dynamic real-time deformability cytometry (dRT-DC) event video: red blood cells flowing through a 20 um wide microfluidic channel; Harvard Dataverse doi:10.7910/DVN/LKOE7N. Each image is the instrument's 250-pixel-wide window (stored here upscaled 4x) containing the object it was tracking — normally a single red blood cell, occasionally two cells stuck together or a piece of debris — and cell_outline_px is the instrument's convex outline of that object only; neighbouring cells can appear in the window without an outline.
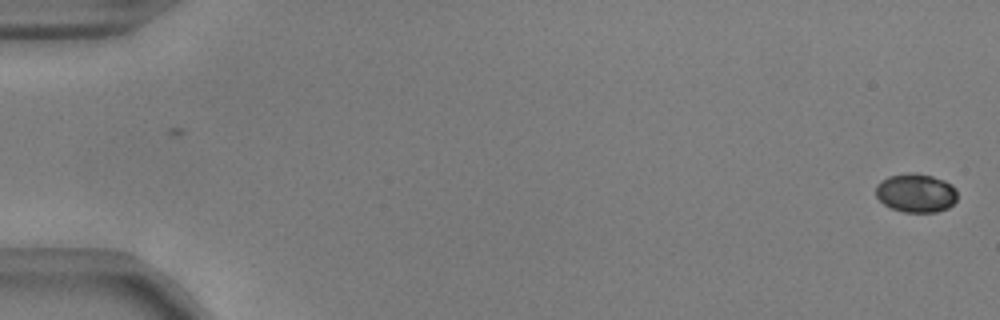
{"species": "common noctule bat (a hibernating species)", "species_latin": "Nyctalus noctula", "temperature_condition": "warm", "stored_images_in_passage": 56, "segment_of_instrument_passage": [1, 2], "camera_frame_rate_fps": 3000, "um_per_image_px": 0.085, "animal": {"sex": "male", "body_mass_g": 17.9, "forearm_length_mm": 54.2}, "frame": {"image": 1, "passage_image": 1, "time_ms": 0.0, "image_size_px": [1000, 320], "cell_outline_px": [[956, 200], [948, 208], [936, 212], [904, 212], [892, 208], [884, 204], [876, 196], [876, 184], [880, 180], [888, 176], [908, 172], [916, 172], [932, 176], [944, 180], [952, 184], [956, 188]], "centroid_in_image_um": [77.85, 16.38], "position_along_channel_um": 7.2, "area_um2": 18.61}}
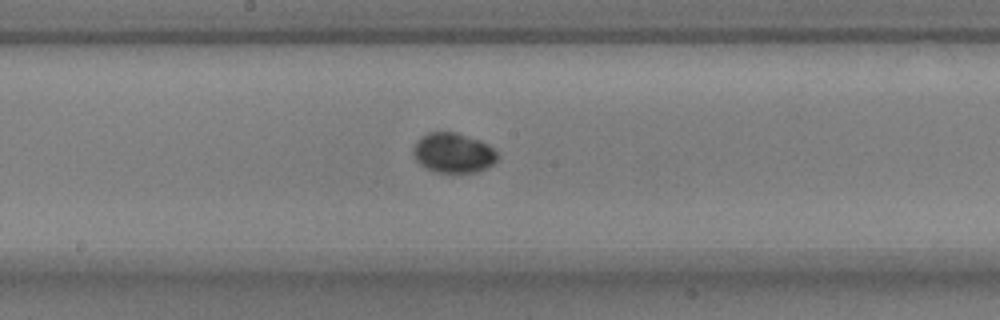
{"frame": {"image": 2, "passage_image": 30, "time_ms": 9.667, "image_size_px": [1000, 320], "cell_outline_px": [[496, 160], [492, 164], [476, 172], [436, 172], [424, 168], [416, 160], [412, 152], [412, 148], [416, 140], [428, 132], [456, 132], [480, 140], [488, 144], [496, 152]], "centroid_in_image_um": [38.47, 12.98], "position_along_channel_um": 209.7, "area_um2": 19.54}}
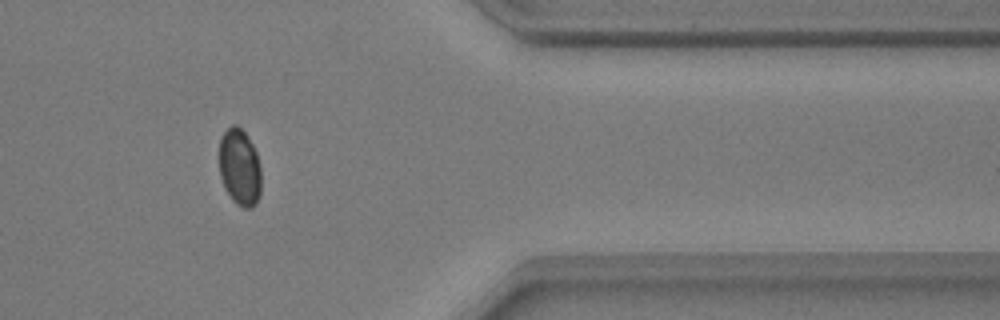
{"frame": {"image": 3, "passage_image": 46, "time_ms": 15.0, "image_size_px": [1000, 320], "cell_outline_px": [[260, 196], [256, 204], [252, 208], [244, 208], [236, 204], [232, 200], [224, 188], [220, 176], [220, 136], [232, 124], [236, 124], [248, 136], [256, 152], [260, 168]], "centroid_in_image_um": [20.37, 14.24], "position_along_channel_um": 391.0, "area_um2": 18.9}}